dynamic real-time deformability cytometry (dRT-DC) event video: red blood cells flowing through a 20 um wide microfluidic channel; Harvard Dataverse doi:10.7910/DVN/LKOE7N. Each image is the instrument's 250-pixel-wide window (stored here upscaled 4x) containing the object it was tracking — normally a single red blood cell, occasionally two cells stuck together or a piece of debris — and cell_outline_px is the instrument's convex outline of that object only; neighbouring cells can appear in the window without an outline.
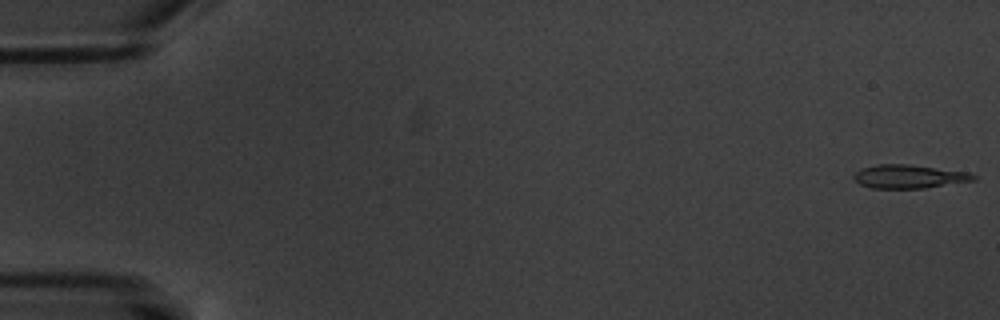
{"species": "common noctule bat (a hibernating species)", "species_latin": "Nyctalus noctula", "temperature_condition": "warm", "stored_images_in_passage": 6, "segment_of_instrument_passage": [1, 2], "camera_frame_rate_fps": 3000, "um_per_image_px": 0.085, "animal": {"sex": "male", "body_mass_g": 20.1, "forearm_length_mm": 53.5}, "frame": {"image": 1, "passage_image": 1, "time_ms": 0.0, "image_size_px": [1000, 320], "cell_outline_px": [[976, 180], [924, 188], [872, 188], [860, 184], [852, 176], [856, 172], [864, 168], [880, 164], [908, 164], [968, 172], [976, 176]], "centroid_in_image_um": [77.28, 15.0], "position_along_channel_um": 7.7, "area_um2": 16.18}}
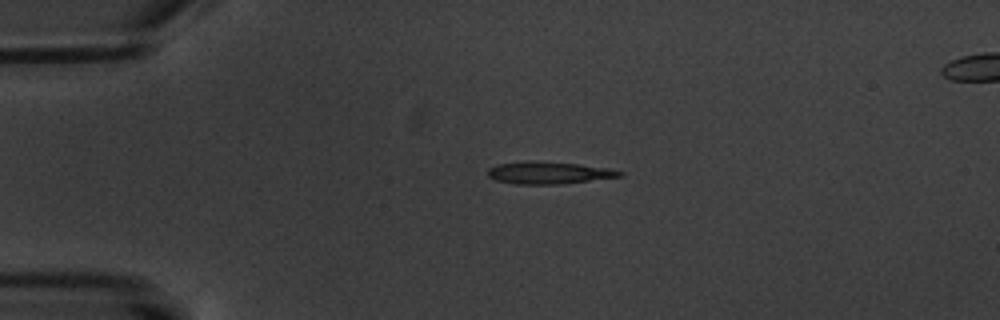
{"frame": {"image": 2, "passage_image": 4, "time_ms": 4.333, "image_size_px": [1000, 320], "cell_outline_px": [[624, 176], [560, 184], [516, 184], [496, 180], [488, 176], [488, 168], [496, 164], [528, 160], [576, 164], [608, 168], [624, 172]], "centroid_in_image_um": [46.62, 14.68], "position_along_channel_um": 38.4, "area_um2": 17.05}}